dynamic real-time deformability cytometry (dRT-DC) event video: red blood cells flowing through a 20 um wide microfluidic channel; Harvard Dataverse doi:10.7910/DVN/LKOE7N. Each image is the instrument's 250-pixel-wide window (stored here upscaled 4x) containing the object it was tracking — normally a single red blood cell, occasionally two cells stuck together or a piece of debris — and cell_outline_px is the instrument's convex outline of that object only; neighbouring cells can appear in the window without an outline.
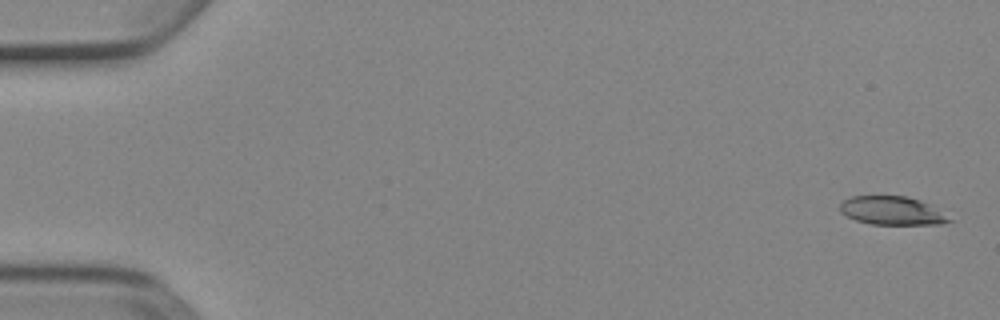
{"species": "Egyptian fruit bat (a non-hibernating species)", "species_latin": "Rousettus aegyptiacus", "temperature_condition": "cold", "stored_images_in_passage": 5, "camera_frame_rate_fps": 3000, "um_per_image_px": 0.085, "animal": {"sex": "female"}, "frame": {"image": 1, "passage_image": 1, "time_ms": 0.0, "image_size_px": [1000, 320], "cell_outline_px": [[952, 220], [940, 224], [872, 224], [856, 220], [840, 212], [840, 204], [844, 200], [852, 196], [908, 196], [920, 200], [928, 204]], "centroid_in_image_um": [75.77, 17.9], "position_along_channel_um": 9.2, "area_um2": 17.74}}
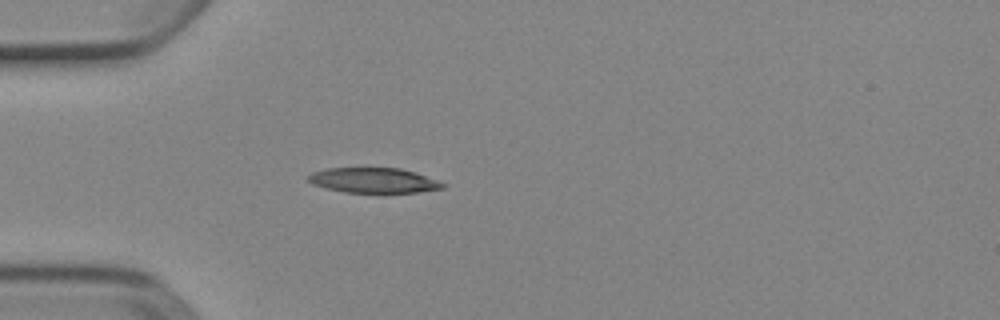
{"frame": {"image": 2, "passage_image": 5, "time_ms": 1.333, "image_size_px": [1000, 320], "cell_outline_px": [[448, 184], [444, 188], [416, 192], [344, 192], [324, 188], [312, 184], [308, 180], [308, 176], [312, 172], [328, 168], [400, 168], [416, 172]], "centroid_in_image_um": [31.77, 15.32], "position_along_channel_um": 53.2, "area_um2": 19.65}}